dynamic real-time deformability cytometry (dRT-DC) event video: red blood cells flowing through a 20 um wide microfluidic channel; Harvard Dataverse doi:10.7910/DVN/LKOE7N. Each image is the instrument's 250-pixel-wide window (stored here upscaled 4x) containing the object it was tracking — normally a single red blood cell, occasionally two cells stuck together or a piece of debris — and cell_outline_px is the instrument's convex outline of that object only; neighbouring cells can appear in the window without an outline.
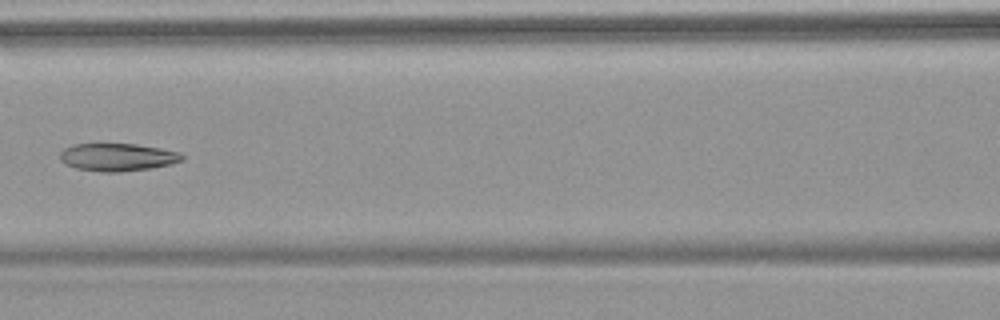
{"species": "common noctule bat (a hibernating species)", "species_latin": "Nyctalus noctula", "temperature_condition": "warm", "stored_images_in_passage": 6, "camera_frame_rate_fps": 3000, "um_per_image_px": 0.085, "animal": {"sex": "female", "body_mass_g": 18.4}, "frame": {"image": 1, "passage_image": 5, "time_ms": 8.0, "image_size_px": [1000, 320], "cell_outline_px": [[184, 160], [152, 168], [120, 172], [100, 172], [76, 168], [64, 164], [60, 160], [60, 152], [64, 148], [72, 144], [136, 144], [160, 148], [180, 152], [184, 156]], "centroid_in_image_um": [9.96, 13.36], "position_along_channel_um": 156.6, "area_um2": 19.83}}
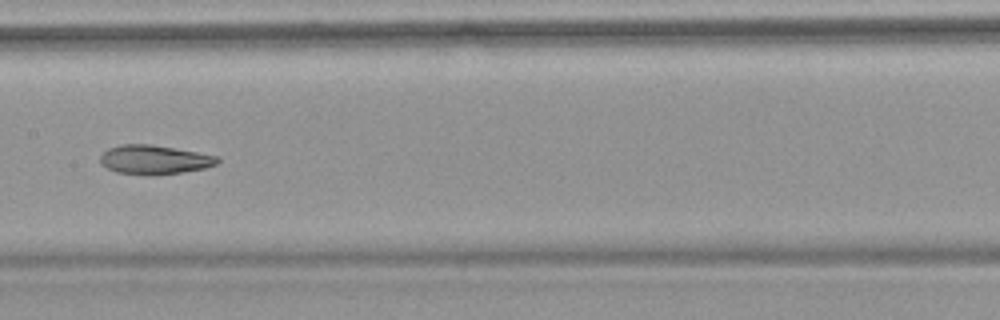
{"frame": {"image": 2, "passage_image": 6, "time_ms": 9.0, "image_size_px": [1000, 320], "cell_outline_px": [[220, 160], [216, 164], [204, 168], [156, 176], [116, 172], [100, 164], [100, 156], [108, 148], [120, 144], [152, 144], [220, 156]], "centroid_in_image_um": [13.11, 13.57], "position_along_channel_um": 194.3, "area_um2": 20.0}}